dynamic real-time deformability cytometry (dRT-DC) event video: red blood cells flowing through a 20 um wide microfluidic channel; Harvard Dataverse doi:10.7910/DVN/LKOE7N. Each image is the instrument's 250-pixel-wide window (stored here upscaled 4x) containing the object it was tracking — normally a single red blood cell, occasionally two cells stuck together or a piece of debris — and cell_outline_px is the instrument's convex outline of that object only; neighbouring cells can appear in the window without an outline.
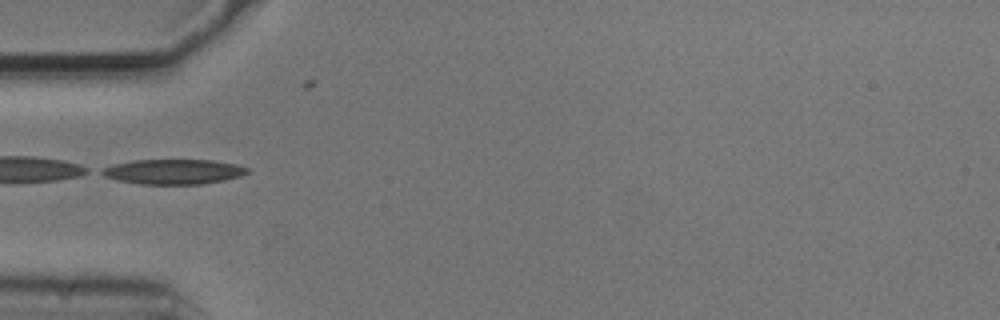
{"species": "common noctule bat (a hibernating species)", "species_latin": "Nyctalus noctula", "temperature_condition": "cold", "stored_images_in_passage": 37, "camera_frame_rate_fps": 3000, "um_per_image_px": 0.085, "animal": {"sex": "male", "body_mass_g": 20.5, "forearm_length_mm": 52.5}, "frame": {"image": 1, "passage_image": 1, "time_ms": 0.0, "image_size_px": [1000, 320], "cell_outline_px": [[252, 172], [240, 176], [224, 180], [204, 184], [140, 184], [116, 180], [104, 176], [96, 172], [100, 168], [112, 164], [132, 160], [212, 160], [236, 164], [252, 168]], "centroid_in_image_um": [14.73, 14.59], "position_along_channel_um": 70.3, "area_um2": 21.62}, "authors_computed_cell_mechanics": {"area_um2": 20.8658, "velocity_mm_per_s": 3.7284, "shape_relaxation_time_tau1_ms": 2.8416, "shape_relaxation_time_tau2_ms": 4.8994, "deformation_change_tau1": 0.1209, "deformation_change_tau2": 0.1305}}